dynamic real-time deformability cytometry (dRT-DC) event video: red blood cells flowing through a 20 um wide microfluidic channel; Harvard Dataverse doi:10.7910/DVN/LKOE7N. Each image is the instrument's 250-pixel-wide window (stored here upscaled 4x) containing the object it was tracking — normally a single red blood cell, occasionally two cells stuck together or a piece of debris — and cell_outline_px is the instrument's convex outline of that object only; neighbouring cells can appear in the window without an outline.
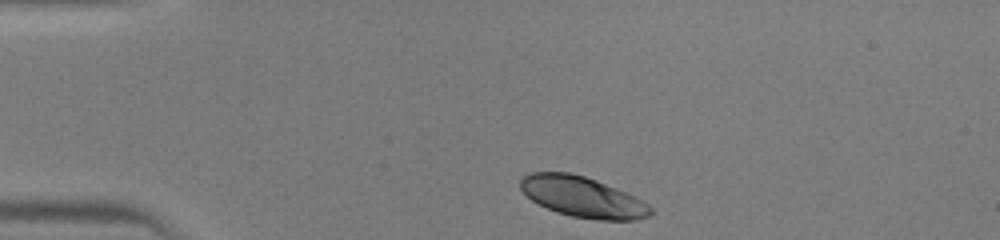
{"species": "human", "species_latin": "Homo sapiens", "temperature_condition": "warm", "stored_images_in_passage": 37, "camera_frame_rate_fps": 3000, "um_per_image_px": 0.085, "donor": {"sex": "male"}, "frame": {"image": 1, "passage_image": 1, "time_ms": 0.0, "image_size_px": [1000, 240], "cell_outline_px": [[652, 212], [648, 216], [636, 220], [596, 220], [572, 216], [556, 212], [532, 200], [520, 188], [520, 180], [524, 176], [532, 172], [572, 172], [596, 180], [624, 192], [648, 204], [652, 208]], "centroid_in_image_um": [49.5, 16.74], "position_along_channel_um": 35.5, "area_um2": 30.4}}
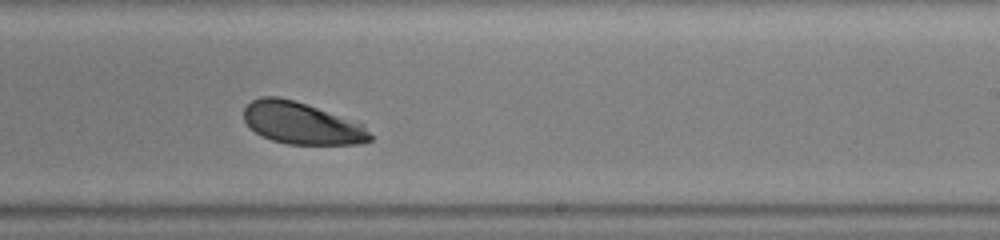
{"frame": {"image": 2, "passage_image": 20, "time_ms": 6.333, "image_size_px": [1000, 240], "cell_outline_px": [[372, 140], [360, 144], [288, 144], [272, 140], [260, 136], [244, 120], [244, 108], [252, 100], [260, 96], [276, 96], [292, 100], [364, 124], [372, 136]], "centroid_in_image_um": [25.64, 10.49], "position_along_channel_um": 263.4, "area_um2": 30.52}}
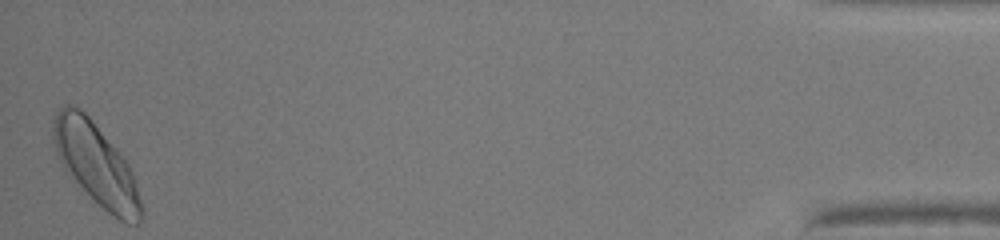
{"frame": {"image": 3, "passage_image": 37, "time_ms": 12.0, "image_size_px": [1000, 240], "cell_outline_px": [[144, 216], [140, 224], [128, 224], [120, 220], [108, 212], [64, 168], [56, 156], [52, 136], [52, 124], [56, 112], [64, 104], [76, 104], [88, 116], [120, 152], [128, 164], [132, 172], [144, 208]], "centroid_in_image_um": [8.18, 13.94], "position_along_channel_um": 427.0, "area_um2": 41.67}}